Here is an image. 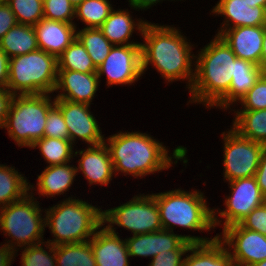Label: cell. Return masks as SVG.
Returning <instances> with one entry per match:
<instances>
[{"label":"cell","instance_id":"obj_34","mask_svg":"<svg viewBox=\"0 0 266 266\" xmlns=\"http://www.w3.org/2000/svg\"><path fill=\"white\" fill-rule=\"evenodd\" d=\"M17 23L25 25H36L44 18L43 0H6Z\"/></svg>","mask_w":266,"mask_h":266},{"label":"cell","instance_id":"obj_23","mask_svg":"<svg viewBox=\"0 0 266 266\" xmlns=\"http://www.w3.org/2000/svg\"><path fill=\"white\" fill-rule=\"evenodd\" d=\"M229 248L217 237L206 243H193L184 258L183 266H235Z\"/></svg>","mask_w":266,"mask_h":266},{"label":"cell","instance_id":"obj_39","mask_svg":"<svg viewBox=\"0 0 266 266\" xmlns=\"http://www.w3.org/2000/svg\"><path fill=\"white\" fill-rule=\"evenodd\" d=\"M239 224L248 230L259 232L266 236V206L265 204L252 210Z\"/></svg>","mask_w":266,"mask_h":266},{"label":"cell","instance_id":"obj_9","mask_svg":"<svg viewBox=\"0 0 266 266\" xmlns=\"http://www.w3.org/2000/svg\"><path fill=\"white\" fill-rule=\"evenodd\" d=\"M103 224H116L132 231L133 235L162 230L157 202L152 195L135 196L129 202L102 212Z\"/></svg>","mask_w":266,"mask_h":266},{"label":"cell","instance_id":"obj_52","mask_svg":"<svg viewBox=\"0 0 266 266\" xmlns=\"http://www.w3.org/2000/svg\"><path fill=\"white\" fill-rule=\"evenodd\" d=\"M263 75L266 77V70H263Z\"/></svg>","mask_w":266,"mask_h":266},{"label":"cell","instance_id":"obj_50","mask_svg":"<svg viewBox=\"0 0 266 266\" xmlns=\"http://www.w3.org/2000/svg\"><path fill=\"white\" fill-rule=\"evenodd\" d=\"M264 204L266 206V195H264Z\"/></svg>","mask_w":266,"mask_h":266},{"label":"cell","instance_id":"obj_47","mask_svg":"<svg viewBox=\"0 0 266 266\" xmlns=\"http://www.w3.org/2000/svg\"><path fill=\"white\" fill-rule=\"evenodd\" d=\"M250 7L261 6L266 9V0H245Z\"/></svg>","mask_w":266,"mask_h":266},{"label":"cell","instance_id":"obj_42","mask_svg":"<svg viewBox=\"0 0 266 266\" xmlns=\"http://www.w3.org/2000/svg\"><path fill=\"white\" fill-rule=\"evenodd\" d=\"M13 96L6 87L0 86V128L5 125Z\"/></svg>","mask_w":266,"mask_h":266},{"label":"cell","instance_id":"obj_20","mask_svg":"<svg viewBox=\"0 0 266 266\" xmlns=\"http://www.w3.org/2000/svg\"><path fill=\"white\" fill-rule=\"evenodd\" d=\"M107 143L92 145L86 150L76 151L74 155L80 154L81 159L78 160L79 167L89 184L99 183L101 185H108L112 180L113 164L108 149Z\"/></svg>","mask_w":266,"mask_h":266},{"label":"cell","instance_id":"obj_37","mask_svg":"<svg viewBox=\"0 0 266 266\" xmlns=\"http://www.w3.org/2000/svg\"><path fill=\"white\" fill-rule=\"evenodd\" d=\"M244 110L253 111L266 109V77L262 74L255 85L242 97Z\"/></svg>","mask_w":266,"mask_h":266},{"label":"cell","instance_id":"obj_46","mask_svg":"<svg viewBox=\"0 0 266 266\" xmlns=\"http://www.w3.org/2000/svg\"><path fill=\"white\" fill-rule=\"evenodd\" d=\"M261 69L266 70V26L264 30V37L262 44Z\"/></svg>","mask_w":266,"mask_h":266},{"label":"cell","instance_id":"obj_43","mask_svg":"<svg viewBox=\"0 0 266 266\" xmlns=\"http://www.w3.org/2000/svg\"><path fill=\"white\" fill-rule=\"evenodd\" d=\"M254 177L260 187L261 193L266 195V148L261 154L260 162Z\"/></svg>","mask_w":266,"mask_h":266},{"label":"cell","instance_id":"obj_45","mask_svg":"<svg viewBox=\"0 0 266 266\" xmlns=\"http://www.w3.org/2000/svg\"><path fill=\"white\" fill-rule=\"evenodd\" d=\"M160 0H129L131 7L138 9H145L152 6L154 3Z\"/></svg>","mask_w":266,"mask_h":266},{"label":"cell","instance_id":"obj_5","mask_svg":"<svg viewBox=\"0 0 266 266\" xmlns=\"http://www.w3.org/2000/svg\"><path fill=\"white\" fill-rule=\"evenodd\" d=\"M157 202L160 222L164 230L173 232V225L193 230H208L221 221L214 210L207 207L203 193L197 190L186 192L180 189L153 194ZM205 199V200H204Z\"/></svg>","mask_w":266,"mask_h":266},{"label":"cell","instance_id":"obj_11","mask_svg":"<svg viewBox=\"0 0 266 266\" xmlns=\"http://www.w3.org/2000/svg\"><path fill=\"white\" fill-rule=\"evenodd\" d=\"M106 74L107 85L131 84L142 74L141 44L113 45L97 67L98 78Z\"/></svg>","mask_w":266,"mask_h":266},{"label":"cell","instance_id":"obj_36","mask_svg":"<svg viewBox=\"0 0 266 266\" xmlns=\"http://www.w3.org/2000/svg\"><path fill=\"white\" fill-rule=\"evenodd\" d=\"M44 18L73 24L75 6L69 0H43Z\"/></svg>","mask_w":266,"mask_h":266},{"label":"cell","instance_id":"obj_24","mask_svg":"<svg viewBox=\"0 0 266 266\" xmlns=\"http://www.w3.org/2000/svg\"><path fill=\"white\" fill-rule=\"evenodd\" d=\"M146 23L147 22L141 20L135 25L134 20H132L129 15V12L124 10H112L109 17L104 21L99 29L113 45L141 44L134 42L130 43L128 42V39L132 35L135 26H138L137 29L140 33H142Z\"/></svg>","mask_w":266,"mask_h":266},{"label":"cell","instance_id":"obj_3","mask_svg":"<svg viewBox=\"0 0 266 266\" xmlns=\"http://www.w3.org/2000/svg\"><path fill=\"white\" fill-rule=\"evenodd\" d=\"M148 134L138 132L118 133L108 138L113 171L134 177L167 169L172 157L168 150Z\"/></svg>","mask_w":266,"mask_h":266},{"label":"cell","instance_id":"obj_33","mask_svg":"<svg viewBox=\"0 0 266 266\" xmlns=\"http://www.w3.org/2000/svg\"><path fill=\"white\" fill-rule=\"evenodd\" d=\"M112 10L109 0H84L75 7V16L86 23L87 28H99Z\"/></svg>","mask_w":266,"mask_h":266},{"label":"cell","instance_id":"obj_2","mask_svg":"<svg viewBox=\"0 0 266 266\" xmlns=\"http://www.w3.org/2000/svg\"><path fill=\"white\" fill-rule=\"evenodd\" d=\"M198 56L191 99L212 107L229 91L237 57L217 35Z\"/></svg>","mask_w":266,"mask_h":266},{"label":"cell","instance_id":"obj_14","mask_svg":"<svg viewBox=\"0 0 266 266\" xmlns=\"http://www.w3.org/2000/svg\"><path fill=\"white\" fill-rule=\"evenodd\" d=\"M231 196L225 201L226 210L219 212L225 218L224 227L239 223L252 210L264 204V195L261 193L254 176L230 181Z\"/></svg>","mask_w":266,"mask_h":266},{"label":"cell","instance_id":"obj_48","mask_svg":"<svg viewBox=\"0 0 266 266\" xmlns=\"http://www.w3.org/2000/svg\"><path fill=\"white\" fill-rule=\"evenodd\" d=\"M73 6L77 7L79 4H81L84 0H69Z\"/></svg>","mask_w":266,"mask_h":266},{"label":"cell","instance_id":"obj_26","mask_svg":"<svg viewBox=\"0 0 266 266\" xmlns=\"http://www.w3.org/2000/svg\"><path fill=\"white\" fill-rule=\"evenodd\" d=\"M78 170L65 164L52 165L46 167L40 175H38V190L41 195L52 196L68 191L67 189L73 183Z\"/></svg>","mask_w":266,"mask_h":266},{"label":"cell","instance_id":"obj_12","mask_svg":"<svg viewBox=\"0 0 266 266\" xmlns=\"http://www.w3.org/2000/svg\"><path fill=\"white\" fill-rule=\"evenodd\" d=\"M218 236L207 240L209 238L176 235L172 231L162 229L153 233L133 235L125 241L129 256L154 257L168 250H189L193 243H206Z\"/></svg>","mask_w":266,"mask_h":266},{"label":"cell","instance_id":"obj_27","mask_svg":"<svg viewBox=\"0 0 266 266\" xmlns=\"http://www.w3.org/2000/svg\"><path fill=\"white\" fill-rule=\"evenodd\" d=\"M233 128L240 136L266 146V109L237 111Z\"/></svg>","mask_w":266,"mask_h":266},{"label":"cell","instance_id":"obj_38","mask_svg":"<svg viewBox=\"0 0 266 266\" xmlns=\"http://www.w3.org/2000/svg\"><path fill=\"white\" fill-rule=\"evenodd\" d=\"M44 137L69 140L68 127L61 110L56 105L47 114Z\"/></svg>","mask_w":266,"mask_h":266},{"label":"cell","instance_id":"obj_15","mask_svg":"<svg viewBox=\"0 0 266 266\" xmlns=\"http://www.w3.org/2000/svg\"><path fill=\"white\" fill-rule=\"evenodd\" d=\"M55 105L63 114L65 124L68 127L69 140L72 143L77 137L91 146L105 142L95 117L88 109L90 107L88 104L55 99Z\"/></svg>","mask_w":266,"mask_h":266},{"label":"cell","instance_id":"obj_21","mask_svg":"<svg viewBox=\"0 0 266 266\" xmlns=\"http://www.w3.org/2000/svg\"><path fill=\"white\" fill-rule=\"evenodd\" d=\"M247 4L245 0H220L217 3L212 13L222 14L226 19L225 25L223 24L217 36L224 31L225 26V29L240 26H266V9L261 6L250 7ZM229 22L233 24L232 27Z\"/></svg>","mask_w":266,"mask_h":266},{"label":"cell","instance_id":"obj_49","mask_svg":"<svg viewBox=\"0 0 266 266\" xmlns=\"http://www.w3.org/2000/svg\"><path fill=\"white\" fill-rule=\"evenodd\" d=\"M252 266H266V260H263L262 262L256 263Z\"/></svg>","mask_w":266,"mask_h":266},{"label":"cell","instance_id":"obj_51","mask_svg":"<svg viewBox=\"0 0 266 266\" xmlns=\"http://www.w3.org/2000/svg\"><path fill=\"white\" fill-rule=\"evenodd\" d=\"M4 2H6V0H0V4H2V3H4Z\"/></svg>","mask_w":266,"mask_h":266},{"label":"cell","instance_id":"obj_13","mask_svg":"<svg viewBox=\"0 0 266 266\" xmlns=\"http://www.w3.org/2000/svg\"><path fill=\"white\" fill-rule=\"evenodd\" d=\"M224 245L234 249L231 258L235 266H252L266 260V236L243 228L239 223L223 229ZM232 246V247H231Z\"/></svg>","mask_w":266,"mask_h":266},{"label":"cell","instance_id":"obj_7","mask_svg":"<svg viewBox=\"0 0 266 266\" xmlns=\"http://www.w3.org/2000/svg\"><path fill=\"white\" fill-rule=\"evenodd\" d=\"M49 98L48 94L13 96L3 128L18 146L31 148L36 140L44 137L47 114L55 105V99L50 102Z\"/></svg>","mask_w":266,"mask_h":266},{"label":"cell","instance_id":"obj_22","mask_svg":"<svg viewBox=\"0 0 266 266\" xmlns=\"http://www.w3.org/2000/svg\"><path fill=\"white\" fill-rule=\"evenodd\" d=\"M262 74L261 67L250 61L237 58L235 60V76H232L229 91L214 106L227 108L230 103L241 100Z\"/></svg>","mask_w":266,"mask_h":266},{"label":"cell","instance_id":"obj_1","mask_svg":"<svg viewBox=\"0 0 266 266\" xmlns=\"http://www.w3.org/2000/svg\"><path fill=\"white\" fill-rule=\"evenodd\" d=\"M180 33L175 27L146 23L141 33L145 39V44L141 43L142 72L153 63L168 82L188 78L190 89L195 78L191 58L195 56L191 55L192 47Z\"/></svg>","mask_w":266,"mask_h":266},{"label":"cell","instance_id":"obj_8","mask_svg":"<svg viewBox=\"0 0 266 266\" xmlns=\"http://www.w3.org/2000/svg\"><path fill=\"white\" fill-rule=\"evenodd\" d=\"M0 228L6 233L17 246L36 245L43 238L45 218L41 217L37 201L32 196L26 195L21 200L12 202L7 206L0 207ZM44 223V224H43ZM37 241V242H35Z\"/></svg>","mask_w":266,"mask_h":266},{"label":"cell","instance_id":"obj_6","mask_svg":"<svg viewBox=\"0 0 266 266\" xmlns=\"http://www.w3.org/2000/svg\"><path fill=\"white\" fill-rule=\"evenodd\" d=\"M57 74V58L38 48L9 58L5 87L13 95L50 94L54 92Z\"/></svg>","mask_w":266,"mask_h":266},{"label":"cell","instance_id":"obj_16","mask_svg":"<svg viewBox=\"0 0 266 266\" xmlns=\"http://www.w3.org/2000/svg\"><path fill=\"white\" fill-rule=\"evenodd\" d=\"M264 30L265 26H240L224 29L219 36L238 59L250 61L261 67Z\"/></svg>","mask_w":266,"mask_h":266},{"label":"cell","instance_id":"obj_41","mask_svg":"<svg viewBox=\"0 0 266 266\" xmlns=\"http://www.w3.org/2000/svg\"><path fill=\"white\" fill-rule=\"evenodd\" d=\"M16 24V17L9 4L7 2L0 4V41L3 36Z\"/></svg>","mask_w":266,"mask_h":266},{"label":"cell","instance_id":"obj_25","mask_svg":"<svg viewBox=\"0 0 266 266\" xmlns=\"http://www.w3.org/2000/svg\"><path fill=\"white\" fill-rule=\"evenodd\" d=\"M39 48L35 29L17 23L1 39L0 50L8 57L20 56Z\"/></svg>","mask_w":266,"mask_h":266},{"label":"cell","instance_id":"obj_40","mask_svg":"<svg viewBox=\"0 0 266 266\" xmlns=\"http://www.w3.org/2000/svg\"><path fill=\"white\" fill-rule=\"evenodd\" d=\"M189 250H168L154 256L150 266H183L182 256Z\"/></svg>","mask_w":266,"mask_h":266},{"label":"cell","instance_id":"obj_30","mask_svg":"<svg viewBox=\"0 0 266 266\" xmlns=\"http://www.w3.org/2000/svg\"><path fill=\"white\" fill-rule=\"evenodd\" d=\"M58 70H72L82 73H97L91 57L81 42L75 40L57 58Z\"/></svg>","mask_w":266,"mask_h":266},{"label":"cell","instance_id":"obj_44","mask_svg":"<svg viewBox=\"0 0 266 266\" xmlns=\"http://www.w3.org/2000/svg\"><path fill=\"white\" fill-rule=\"evenodd\" d=\"M9 58L0 50V86L5 87L8 80Z\"/></svg>","mask_w":266,"mask_h":266},{"label":"cell","instance_id":"obj_29","mask_svg":"<svg viewBox=\"0 0 266 266\" xmlns=\"http://www.w3.org/2000/svg\"><path fill=\"white\" fill-rule=\"evenodd\" d=\"M57 266H97L89 241L55 246Z\"/></svg>","mask_w":266,"mask_h":266},{"label":"cell","instance_id":"obj_31","mask_svg":"<svg viewBox=\"0 0 266 266\" xmlns=\"http://www.w3.org/2000/svg\"><path fill=\"white\" fill-rule=\"evenodd\" d=\"M76 38L85 47L94 65L98 67L108 56L113 44L99 28H87L76 31Z\"/></svg>","mask_w":266,"mask_h":266},{"label":"cell","instance_id":"obj_35","mask_svg":"<svg viewBox=\"0 0 266 266\" xmlns=\"http://www.w3.org/2000/svg\"><path fill=\"white\" fill-rule=\"evenodd\" d=\"M41 244L26 246L21 254V266H56L55 246L51 243L46 244V248L52 253L50 256Z\"/></svg>","mask_w":266,"mask_h":266},{"label":"cell","instance_id":"obj_18","mask_svg":"<svg viewBox=\"0 0 266 266\" xmlns=\"http://www.w3.org/2000/svg\"><path fill=\"white\" fill-rule=\"evenodd\" d=\"M107 225L100 231H96L90 239L94 258L97 266H129L128 249L126 241L121 240L112 228Z\"/></svg>","mask_w":266,"mask_h":266},{"label":"cell","instance_id":"obj_32","mask_svg":"<svg viewBox=\"0 0 266 266\" xmlns=\"http://www.w3.org/2000/svg\"><path fill=\"white\" fill-rule=\"evenodd\" d=\"M72 145L70 140L43 137L36 140L31 148L38 147L45 160L52 166L70 162L74 152Z\"/></svg>","mask_w":266,"mask_h":266},{"label":"cell","instance_id":"obj_10","mask_svg":"<svg viewBox=\"0 0 266 266\" xmlns=\"http://www.w3.org/2000/svg\"><path fill=\"white\" fill-rule=\"evenodd\" d=\"M224 137V178L233 181L255 176L260 157L266 146L240 136L231 129Z\"/></svg>","mask_w":266,"mask_h":266},{"label":"cell","instance_id":"obj_28","mask_svg":"<svg viewBox=\"0 0 266 266\" xmlns=\"http://www.w3.org/2000/svg\"><path fill=\"white\" fill-rule=\"evenodd\" d=\"M28 184L15 168L0 165V206H7L25 197L28 194L27 191L33 188Z\"/></svg>","mask_w":266,"mask_h":266},{"label":"cell","instance_id":"obj_4","mask_svg":"<svg viewBox=\"0 0 266 266\" xmlns=\"http://www.w3.org/2000/svg\"><path fill=\"white\" fill-rule=\"evenodd\" d=\"M102 212L85 201L68 198L46 211L45 225L55 239L45 243L52 245L89 241L103 226ZM52 241V242H50Z\"/></svg>","mask_w":266,"mask_h":266},{"label":"cell","instance_id":"obj_17","mask_svg":"<svg viewBox=\"0 0 266 266\" xmlns=\"http://www.w3.org/2000/svg\"><path fill=\"white\" fill-rule=\"evenodd\" d=\"M98 84L97 73L58 70L54 91L61 89L63 93H60L55 99H65L90 105L98 89Z\"/></svg>","mask_w":266,"mask_h":266},{"label":"cell","instance_id":"obj_19","mask_svg":"<svg viewBox=\"0 0 266 266\" xmlns=\"http://www.w3.org/2000/svg\"><path fill=\"white\" fill-rule=\"evenodd\" d=\"M35 29L39 49L58 58L75 40L76 26L62 21L41 19Z\"/></svg>","mask_w":266,"mask_h":266}]
</instances>
